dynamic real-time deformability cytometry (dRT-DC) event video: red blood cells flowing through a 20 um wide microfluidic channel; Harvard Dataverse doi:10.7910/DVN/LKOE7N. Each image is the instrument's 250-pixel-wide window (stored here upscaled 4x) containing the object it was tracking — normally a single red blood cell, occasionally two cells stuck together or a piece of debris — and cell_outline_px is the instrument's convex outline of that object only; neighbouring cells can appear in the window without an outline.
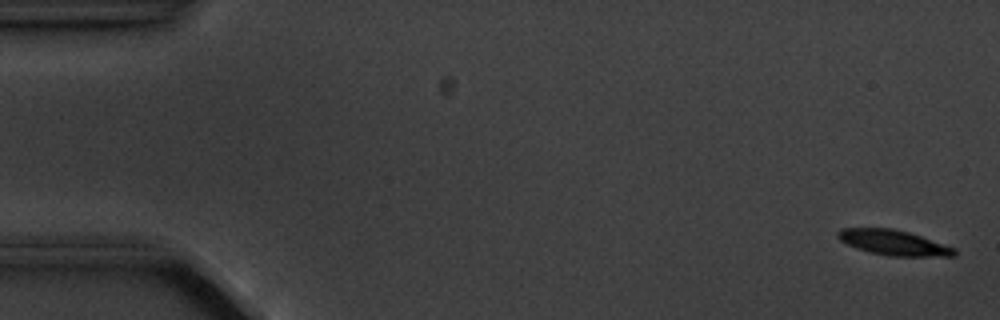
{"species": "common noctule bat (a hibernating species)", "species_latin": "Nyctalus noctula", "temperature_condition": "cold", "stored_images_in_passage": 5, "camera_frame_rate_fps": 3000, "um_per_image_px": 0.085, "animal": {"sex": "male", "body_mass_g": 20.1, "forearm_length_mm": 53.5}, "frame": {"image": 1, "passage_image": 1, "time_ms": 0.0, "image_size_px": [1000, 320], "cell_outline_px": [[956, 256], [888, 256], [868, 252], [856, 248], [840, 240], [836, 236], [836, 232], [840, 228], [892, 228], [908, 232], [956, 248]], "centroid_in_image_um": [75.92, 20.62], "position_along_channel_um": 9.1, "area_um2": 17.11}}